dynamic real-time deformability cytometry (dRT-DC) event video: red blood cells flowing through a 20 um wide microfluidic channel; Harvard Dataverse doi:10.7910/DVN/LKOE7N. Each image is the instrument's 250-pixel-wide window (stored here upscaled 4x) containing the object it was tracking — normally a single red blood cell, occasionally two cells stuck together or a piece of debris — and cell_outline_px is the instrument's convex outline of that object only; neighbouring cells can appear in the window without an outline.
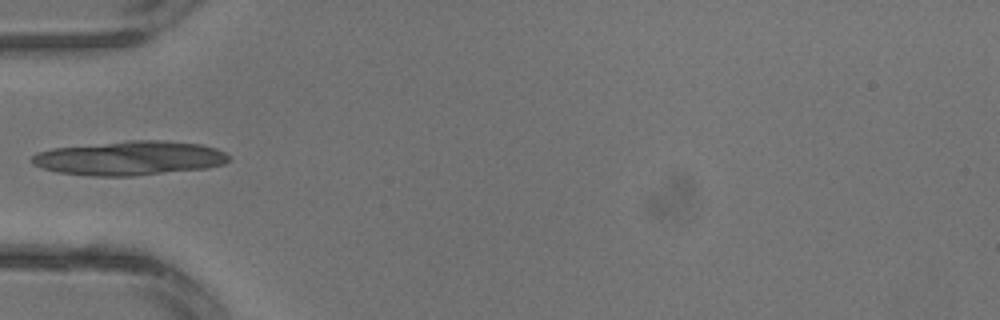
{"species": "common noctule bat (a hibernating species)", "species_latin": "Nyctalus noctula", "temperature_condition": "warm", "stored_images_in_passage": 4, "camera_frame_rate_fps": 3000, "um_per_image_px": 0.085, "animal": {"sex": "male", "body_mass_g": 13.3}, "frame": {"image": 1, "passage_image": 4, "time_ms": 1.0, "image_size_px": [1000, 320], "cell_outline_px": [[228, 160], [224, 164], [208, 168], [132, 176], [92, 176], [56, 172], [40, 168], [32, 164], [28, 160], [36, 152], [52, 148], [128, 140], [164, 140], [200, 144], [216, 148], [224, 152], [228, 156]], "centroid_in_image_um": [10.96, 13.44], "position_along_channel_um": 74.0, "area_um2": 39.59}}